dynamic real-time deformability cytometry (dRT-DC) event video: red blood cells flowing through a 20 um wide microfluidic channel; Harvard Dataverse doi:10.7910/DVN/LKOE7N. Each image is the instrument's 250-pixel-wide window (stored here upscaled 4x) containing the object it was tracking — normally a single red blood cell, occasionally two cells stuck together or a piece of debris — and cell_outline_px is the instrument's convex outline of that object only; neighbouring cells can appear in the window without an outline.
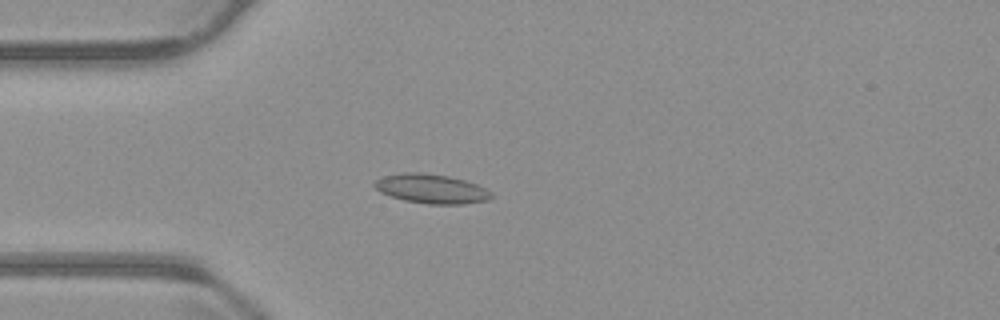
{"species": "common noctule bat (a hibernating species)", "species_latin": "Nyctalus noctula", "temperature_condition": "warm", "stored_images_in_passage": 53, "camera_frame_rate_fps": 3000, "um_per_image_px": 0.085, "animal": {"sex": "male", "body_mass_g": 23.1, "forearm_length_mm": 52.7}, "frame": {"image": 1, "passage_image": 13, "time_ms": 4.0, "image_size_px": [1000, 320], "cell_outline_px": [[492, 196], [488, 200], [464, 204], [428, 204], [404, 200], [380, 192], [372, 184], [376, 180], [384, 176], [404, 172], [420, 172], [448, 176], [464, 180], [476, 184], [492, 192]], "centroid_in_image_um": [36.66, 16.04], "position_along_channel_um": 48.3, "area_um2": 19.83}}
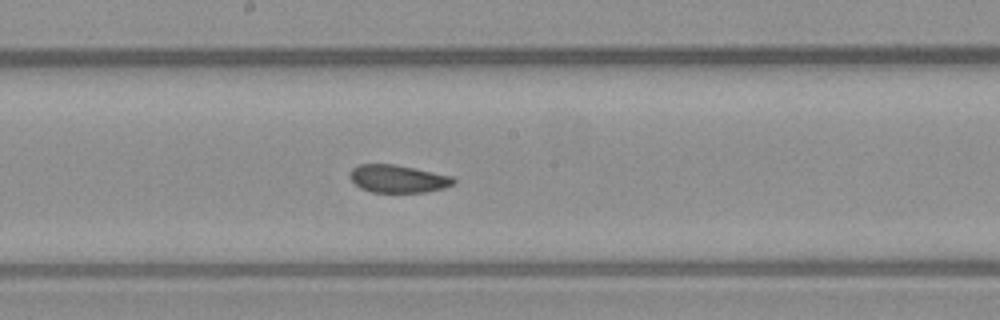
{"frame": {"image": 2, "passage_image": 27, "time_ms": 8.667, "image_size_px": [1000, 320], "cell_outline_px": [[456, 180], [452, 184], [444, 188], [424, 192], [372, 192], [360, 188], [348, 176], [348, 172], [352, 168], [360, 164], [392, 164], [452, 176]], "centroid_in_image_um": [33.78, 15.19], "position_along_channel_um": 214.4, "area_um2": 16.59}}
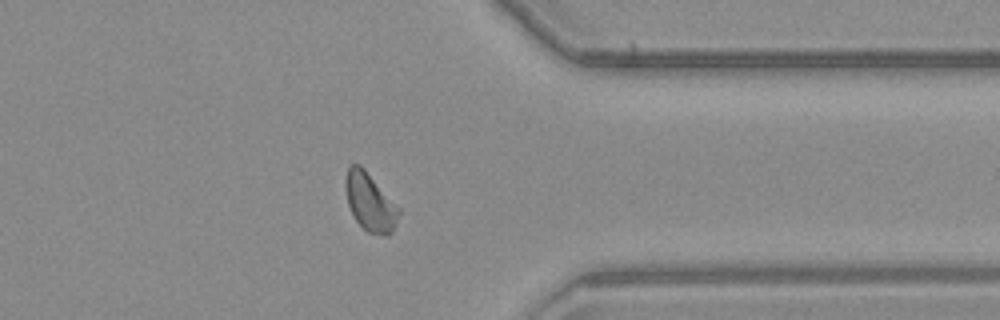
{"frame": {"image": 3, "passage_image": 41, "time_ms": 13.333, "image_size_px": [1000, 320], "cell_outline_px": [[400, 212], [396, 224], [392, 232], [388, 236], [384, 236], [368, 232], [356, 220], [348, 204], [344, 188], [344, 180], [348, 168], [352, 164], [360, 164], [364, 168], [400, 208]], "centroid_in_image_um": [31.45, 17.17], "position_along_channel_um": 379.9, "area_um2": 18.03}, "authors_computed_cell_mechanics": {"area_um2": 17.9758, "velocity_mm_per_s": 3.7741, "shape_relaxation_time_tau1_ms": null, "shape_relaxation_time_tau2_ms": 1.5057, "deformation_change_tau1": null, "deformation_change_tau2": 0.0616}}